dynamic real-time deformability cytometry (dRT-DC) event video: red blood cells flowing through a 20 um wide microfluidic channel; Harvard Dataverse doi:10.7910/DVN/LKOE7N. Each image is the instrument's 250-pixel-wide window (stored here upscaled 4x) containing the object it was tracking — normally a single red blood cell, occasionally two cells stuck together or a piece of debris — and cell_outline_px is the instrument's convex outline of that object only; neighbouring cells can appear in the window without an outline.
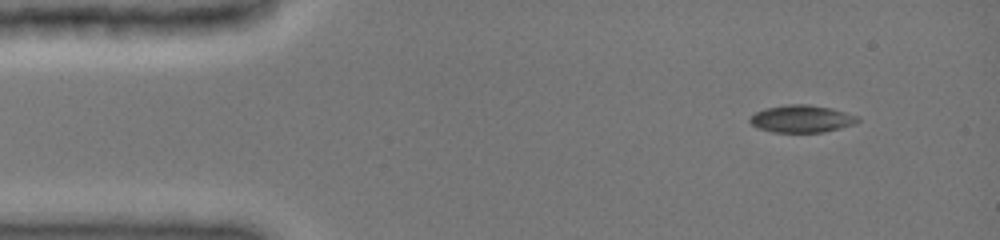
{"species": "common noctule bat (a hibernating species)", "species_latin": "Nyctalus noctula", "temperature_condition": "cold", "stored_images_in_passage": 43, "camera_frame_rate_fps": 3000, "um_per_image_px": 0.085, "animal": {"sex": "female", "body_mass_g": 19.0, "forearm_length_mm": 51.5}, "frame": {"image": 1, "passage_image": 1, "time_ms": 0.0, "image_size_px": [1000, 240], "cell_outline_px": [[860, 120], [856, 124], [824, 132], [772, 132], [760, 128], [752, 124], [748, 120], [748, 116], [764, 108], [788, 104], [808, 104], [832, 108], [856, 116]], "centroid_in_image_um": [68.12, 10.09], "position_along_channel_um": 16.9, "area_um2": 17.22}}
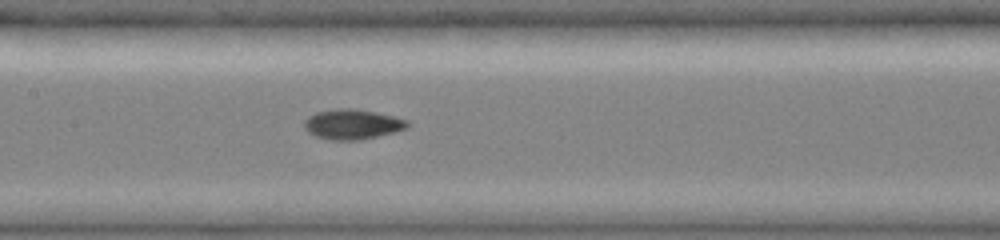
{"frame": {"image": 2, "passage_image": 19, "time_ms": 6.0, "image_size_px": [1000, 240], "cell_outline_px": [[408, 128], [396, 132], [360, 140], [332, 140], [316, 136], [308, 132], [304, 128], [304, 120], [308, 116], [316, 112], [336, 108], [352, 108], [376, 112], [408, 120]], "centroid_in_image_um": [29.94, 10.56], "position_along_channel_um": 177.5, "area_um2": 18.15}}
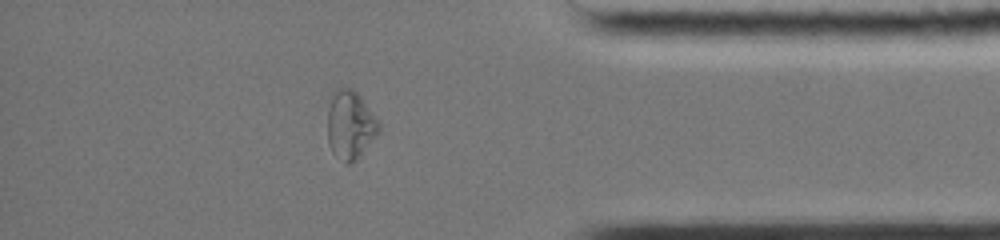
{"frame": {"image": 3, "passage_image": 37, "time_ms": 12.0, "image_size_px": [1000, 240], "cell_outline_px": [[380, 132], [356, 160], [348, 164], [344, 164], [332, 152], [328, 144], [328, 108], [332, 92], [340, 88], [352, 88], [360, 96], [380, 124]], "centroid_in_image_um": [29.76, 10.64], "position_along_channel_um": 405.4, "area_um2": 20.46}, "authors_computed_cell_mechanics": {"area_um2": 17.3978, "velocity_mm_per_s": 4.0221, "shape_relaxation_time_tau1_ms": null, "shape_relaxation_time_tau2_ms": 4.2682, "deformation_change_tau1": null, "deformation_change_tau2": 0.0727}}